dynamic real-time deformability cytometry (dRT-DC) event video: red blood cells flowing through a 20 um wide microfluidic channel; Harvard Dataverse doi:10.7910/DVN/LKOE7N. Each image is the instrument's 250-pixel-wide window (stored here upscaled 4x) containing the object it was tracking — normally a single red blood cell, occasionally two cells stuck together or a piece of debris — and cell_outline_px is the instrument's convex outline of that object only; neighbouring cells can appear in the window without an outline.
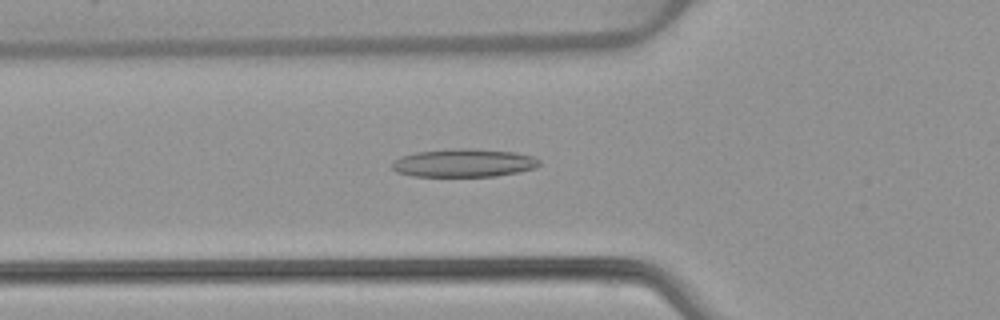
{"species": "common noctule bat (a hibernating species)", "species_latin": "Nyctalus noctula", "temperature_condition": "warm", "stored_images_in_passage": 25, "camera_frame_rate_fps": 3000, "um_per_image_px": 0.085, "animal": {"sex": "female", "body_mass_g": 22.7, "forearm_length_mm": 54.2}, "frame": {"image": 1, "passage_image": 3, "time_ms": 0.667, "image_size_px": [1000, 320], "cell_outline_px": [[540, 164], [536, 168], [496, 176], [412, 176], [396, 172], [392, 168], [392, 164], [400, 156], [416, 152], [448, 148], [464, 148], [516, 152], [532, 156], [540, 160]], "centroid_in_image_um": [39.41, 13.84], "position_along_channel_um": 86.4, "area_um2": 24.22}}
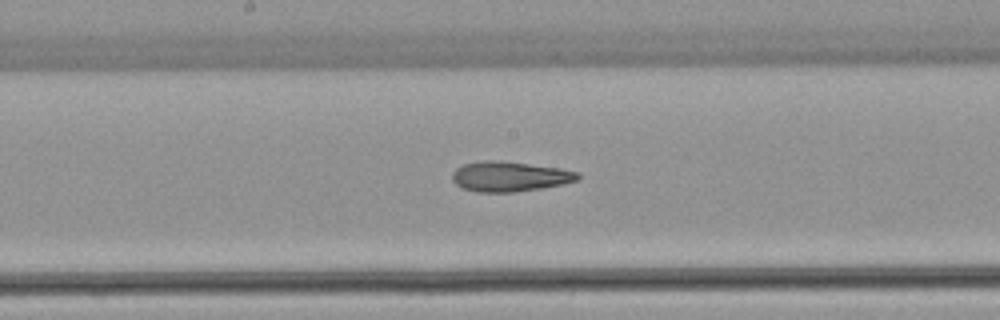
{"frame": {"image": 2, "passage_image": 12, "time_ms": 3.667, "image_size_px": [1000, 320], "cell_outline_px": [[580, 180], [544, 188], [512, 192], [476, 192], [460, 188], [452, 180], [452, 172], [456, 168], [464, 164], [484, 160], [500, 160], [560, 168], [580, 172]], "centroid_in_image_um": [43.32, 15.0], "position_along_channel_um": 204.9, "area_um2": 22.25}}
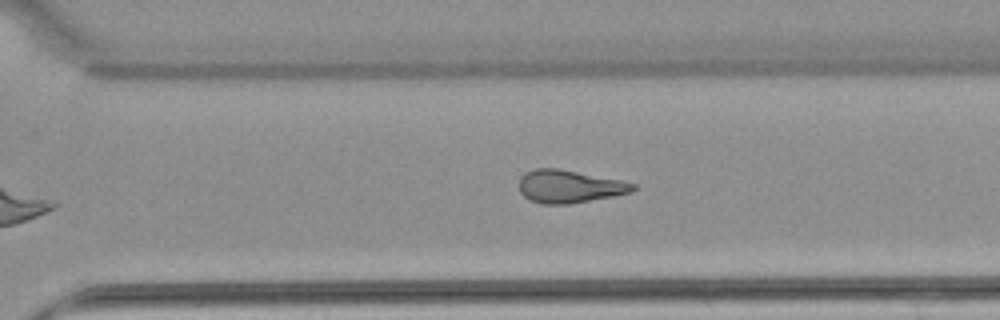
{"frame": {"image": 3, "passage_image": 21, "time_ms": 6.667, "image_size_px": [1000, 320], "cell_outline_px": [[636, 188], [632, 192], [612, 196], [568, 204], [540, 204], [528, 200], [520, 192], [520, 176], [524, 172], [536, 168], [560, 168], [624, 180], [636, 184]], "centroid_in_image_um": [48.39, 15.83], "position_along_channel_um": 322.2, "area_um2": 22.08}, "authors_computed_cell_mechanics": {"area_um2": 21.675, "velocity_mm_per_s": 3.9184, "shape_relaxation_time_tau1_ms": null, "shape_relaxation_time_tau2_ms": 5.4506, "deformation_change_tau1": null, "deformation_change_tau2": 0.1781}}